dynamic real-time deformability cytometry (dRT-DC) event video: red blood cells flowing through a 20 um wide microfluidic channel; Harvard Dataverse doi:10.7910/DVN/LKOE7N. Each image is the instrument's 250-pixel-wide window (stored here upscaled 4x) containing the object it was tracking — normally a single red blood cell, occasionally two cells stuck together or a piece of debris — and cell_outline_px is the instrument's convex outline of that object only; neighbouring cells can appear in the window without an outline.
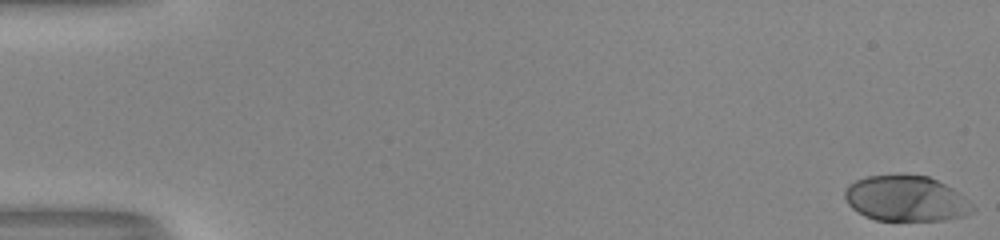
{"species": "human", "species_latin": "Homo sapiens", "temperature_condition": "room temperature", "stored_images_in_passage": 53, "camera_frame_rate_fps": 3000, "um_per_image_px": 0.085, "donor": {"sex": "male"}, "frame": {"image": 1, "passage_image": 1, "time_ms": 0.0, "image_size_px": [1000, 240], "cell_outline_px": [[976, 208], [972, 212], [964, 216], [944, 220], [876, 220], [864, 216], [852, 208], [848, 204], [844, 196], [844, 192], [848, 184], [856, 180], [868, 176], [928, 176], [960, 192]], "centroid_in_image_um": [77.02, 16.9], "position_along_channel_um": 8.0, "area_um2": 33.7}}
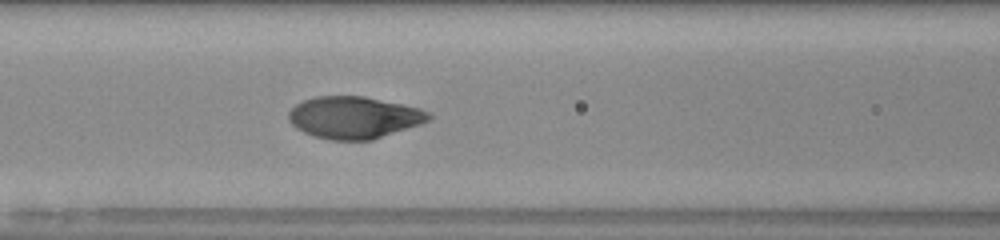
{"frame": {"image": 2, "passage_image": 24, "time_ms": 7.667, "image_size_px": [1000, 240], "cell_outline_px": [[432, 116], [428, 120], [420, 124], [372, 140], [332, 140], [312, 136], [296, 128], [288, 120], [288, 112], [296, 104], [304, 100], [316, 96], [364, 96], [420, 108], [428, 112]], "centroid_in_image_um": [30.06, 9.98], "position_along_channel_um": 136.5, "area_um2": 34.22}}
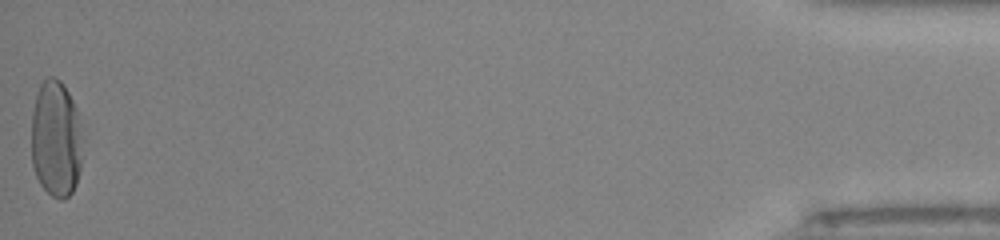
{"frame": {"image": 3, "passage_image": 53, "time_ms": 17.333, "image_size_px": [1000, 240], "cell_outline_px": [[84, 140], [80, 168], [76, 184], [72, 192], [64, 200], [60, 200], [52, 196], [40, 184], [36, 176], [32, 164], [32, 112], [36, 96], [40, 84], [48, 76], [52, 76], [60, 80], [64, 84], [80, 116], [84, 136]], "centroid_in_image_um": [4.79, 11.81], "position_along_channel_um": 430.4, "area_um2": 35.6}, "authors_computed_cell_mechanics": {"area_um2": 34.3332, "velocity_mm_per_s": 4.031, "shape_relaxation_time_tau1_ms": 3.1634, "shape_relaxation_time_tau2_ms": null, "deformation_change_tau1": 0.2083, "deformation_change_tau2": null}}